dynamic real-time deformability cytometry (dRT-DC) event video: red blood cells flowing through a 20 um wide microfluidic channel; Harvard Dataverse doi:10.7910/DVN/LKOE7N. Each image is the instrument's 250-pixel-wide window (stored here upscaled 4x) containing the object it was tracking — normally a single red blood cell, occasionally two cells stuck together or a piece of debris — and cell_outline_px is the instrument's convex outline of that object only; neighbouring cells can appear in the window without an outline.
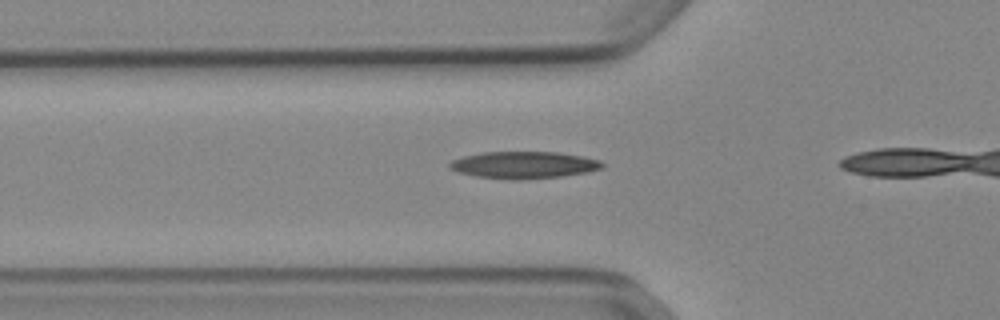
{"species": "Egyptian fruit bat (a non-hibernating species)", "species_latin": "Rousettus aegyptiacus", "temperature_condition": "cold", "stored_images_in_passage": 8, "camera_frame_rate_fps": 3000, "um_per_image_px": 0.085, "animal": {"sex": "female"}, "frame": {"image": 1, "passage_image": 3, "time_ms": 0.667, "image_size_px": [1000, 320], "cell_outline_px": [[604, 168], [584, 172], [560, 176], [516, 180], [476, 176], [460, 172], [448, 168], [448, 164], [452, 160], [464, 156], [484, 152], [560, 152], [600, 160], [604, 164]], "centroid_in_image_um": [44.52, 14.01], "position_along_channel_um": 81.3, "area_um2": 23.76}}
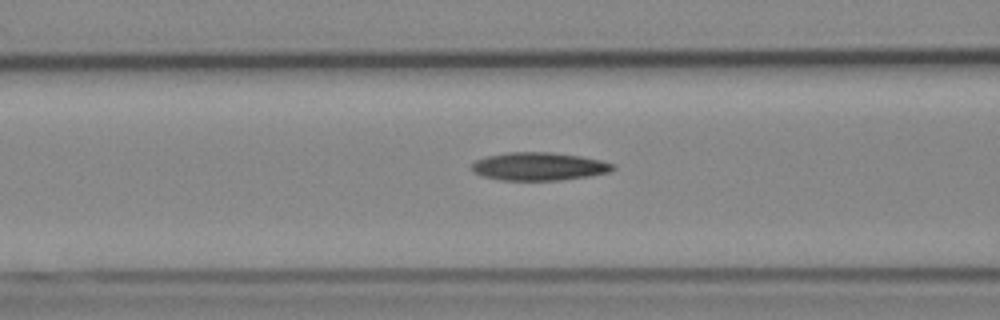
{"frame": {"image": 2, "passage_image": 6, "time_ms": 1.667, "image_size_px": [1000, 320], "cell_outline_px": [[616, 168], [612, 172], [588, 176], [560, 180], [500, 180], [480, 176], [472, 172], [472, 164], [476, 160], [484, 156], [508, 152], [548, 152], [580, 156], [600, 160], [616, 164]], "centroid_in_image_um": [45.8, 14.15], "position_along_channel_um": 120.8, "area_um2": 23.29}}